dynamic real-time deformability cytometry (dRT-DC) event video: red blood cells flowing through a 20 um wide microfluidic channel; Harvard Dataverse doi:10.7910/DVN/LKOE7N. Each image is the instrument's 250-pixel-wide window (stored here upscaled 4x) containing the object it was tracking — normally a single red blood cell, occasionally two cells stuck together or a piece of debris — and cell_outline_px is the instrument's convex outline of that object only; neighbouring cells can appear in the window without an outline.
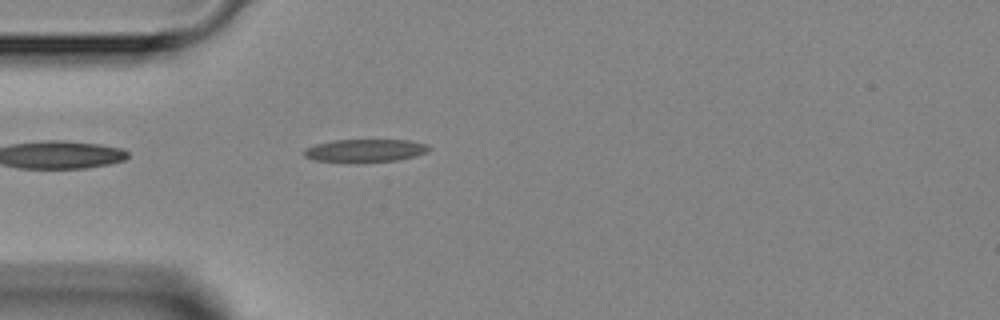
{"species": "Egyptian fruit bat (a non-hibernating species)", "species_latin": "Rousettus aegyptiacus", "temperature_condition": "room temperature", "stored_images_in_passage": 4, "segment_of_instrument_passage": [2, 2], "camera_frame_rate_fps": 3000, "um_per_image_px": 0.085, "animal": {"sex": "female"}, "frame": {"image": 1, "passage_image": 4, "time_ms": 4.0, "image_size_px": [1000, 320], "cell_outline_px": [[432, 148], [428, 152], [416, 156], [396, 160], [316, 160], [304, 156], [304, 148], [316, 144], [332, 140], [408, 140], [428, 144]], "centroid_in_image_um": [31.11, 12.75], "position_along_channel_um": 53.9, "area_um2": 16.01}}